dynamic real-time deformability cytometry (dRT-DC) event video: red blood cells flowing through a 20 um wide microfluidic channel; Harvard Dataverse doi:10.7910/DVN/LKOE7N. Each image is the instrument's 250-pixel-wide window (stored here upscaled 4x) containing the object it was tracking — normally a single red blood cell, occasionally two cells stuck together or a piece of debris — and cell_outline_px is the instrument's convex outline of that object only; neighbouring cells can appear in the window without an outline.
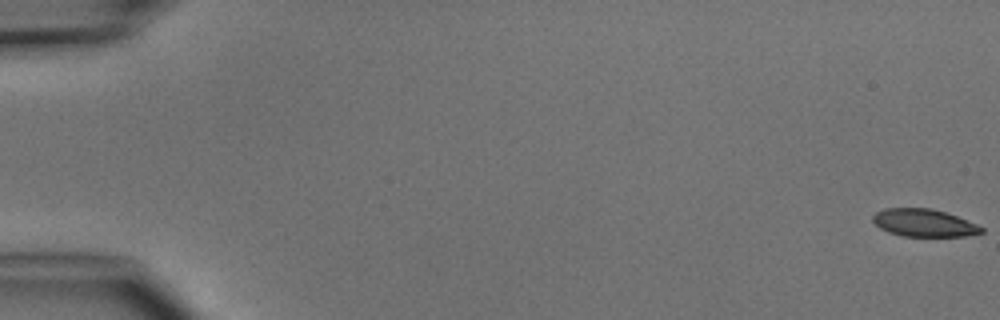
{"species": "common noctule bat (a hibernating species)", "species_latin": "Nyctalus noctula", "temperature_condition": "cold", "stored_images_in_passage": 5, "camera_frame_rate_fps": 3000, "um_per_image_px": 0.085, "animal": {"sex": "male", "body_mass_g": 15.6}, "frame": {"image": 1, "passage_image": 5, "time_ms": 5.0, "image_size_px": [1000, 320], "cell_outline_px": [[984, 232], [964, 236], [904, 236], [888, 232], [880, 228], [872, 220], [872, 216], [876, 212], [884, 208], [932, 208], [956, 216], [976, 224], [984, 228]], "centroid_in_image_um": [78.51, 18.94], "position_along_channel_um": 6.5, "area_um2": 17.34}}